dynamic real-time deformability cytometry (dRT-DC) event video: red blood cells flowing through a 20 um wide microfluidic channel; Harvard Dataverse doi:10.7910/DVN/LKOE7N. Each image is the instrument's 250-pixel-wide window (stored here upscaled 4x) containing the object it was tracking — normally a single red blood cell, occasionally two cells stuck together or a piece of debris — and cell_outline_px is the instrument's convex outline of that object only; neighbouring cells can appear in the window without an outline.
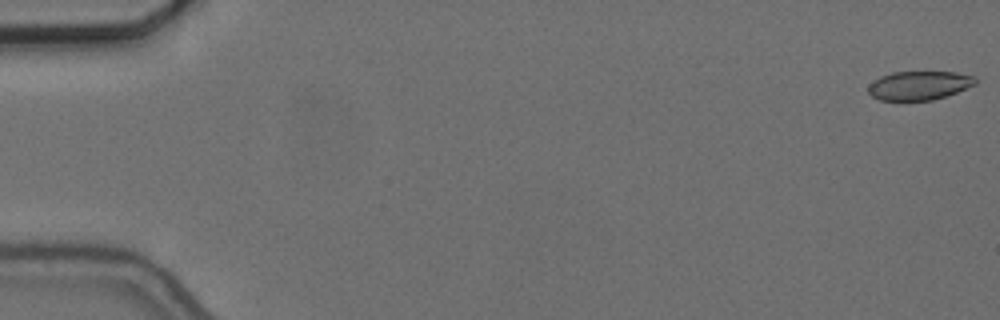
{"species": "common noctule bat (a hibernating species)", "species_latin": "Nyctalus noctula", "temperature_condition": "cold", "stored_images_in_passage": 20, "camera_frame_rate_fps": 3000, "um_per_image_px": 0.085, "animal": {"sex": "female", "body_mass_g": 24.6, "forearm_length_mm": 56.2}, "frame": {"image": 1, "passage_image": 1, "time_ms": 0.0, "image_size_px": [1000, 320], "cell_outline_px": [[976, 84], [956, 92], [932, 100], [880, 100], [872, 96], [868, 92], [868, 84], [880, 76], [892, 72], [956, 72], [976, 76]], "centroid_in_image_um": [78.11, 7.25], "position_along_channel_um": 6.9, "area_um2": 17.98}}
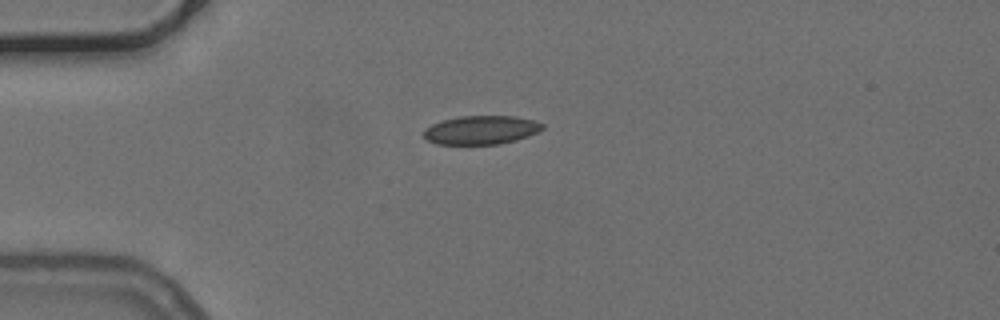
{"frame": {"image": 2, "passage_image": 15, "time_ms": 4.667, "image_size_px": [1000, 320], "cell_outline_px": [[544, 128], [528, 136], [516, 140], [500, 144], [436, 144], [428, 140], [424, 136], [424, 128], [432, 124], [444, 120], [460, 116], [516, 116], [536, 120], [544, 124]], "centroid_in_image_um": [40.92, 11.04], "position_along_channel_um": 44.1, "area_um2": 19.88}}